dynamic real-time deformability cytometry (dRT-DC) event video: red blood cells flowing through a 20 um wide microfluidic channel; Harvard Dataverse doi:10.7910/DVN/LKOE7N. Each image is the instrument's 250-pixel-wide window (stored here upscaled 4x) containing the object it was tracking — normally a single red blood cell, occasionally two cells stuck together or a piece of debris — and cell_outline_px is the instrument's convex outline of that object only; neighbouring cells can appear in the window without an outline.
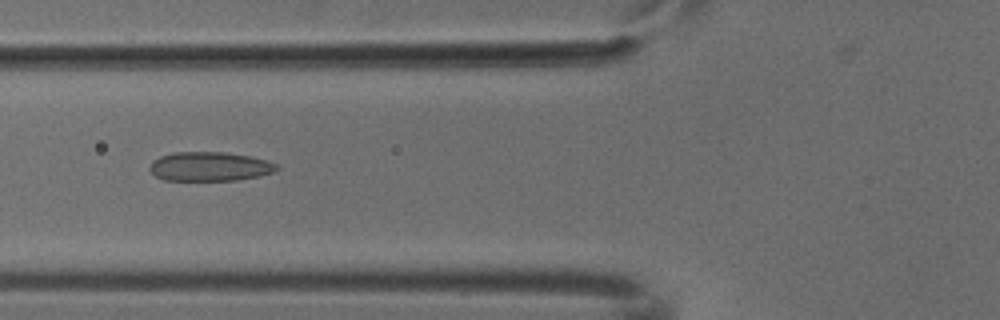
{"species": "common noctule bat (a hibernating species)", "species_latin": "Nyctalus noctula", "temperature_condition": "cold", "stored_images_in_passage": 6, "camera_frame_rate_fps": 3000, "um_per_image_px": 0.085, "animal": {"sex": "male", "body_mass_g": 18.8}, "frame": {"image": 1, "passage_image": 6, "time_ms": 1.667, "image_size_px": [1000, 320], "cell_outline_px": [[280, 168], [276, 172], [260, 176], [236, 180], [164, 180], [156, 176], [148, 168], [152, 160], [160, 156], [176, 152], [224, 152], [252, 156], [276, 164]], "centroid_in_image_um": [17.84, 14.15], "position_along_channel_um": 108.0, "area_um2": 21.68}}